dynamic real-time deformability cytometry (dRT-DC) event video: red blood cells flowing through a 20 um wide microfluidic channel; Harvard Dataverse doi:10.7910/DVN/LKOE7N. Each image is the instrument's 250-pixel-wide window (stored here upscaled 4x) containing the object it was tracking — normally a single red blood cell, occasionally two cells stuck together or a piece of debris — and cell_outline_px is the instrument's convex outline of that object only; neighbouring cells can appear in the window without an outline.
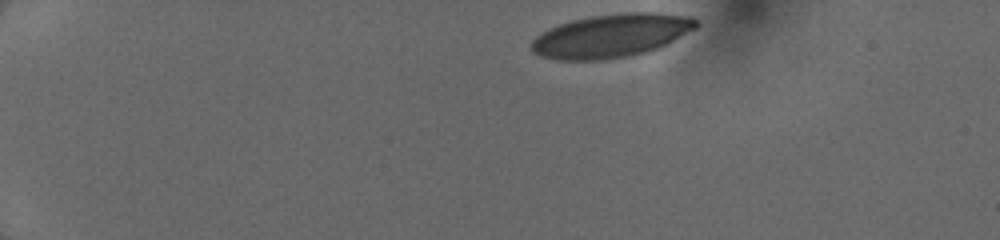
{"species": "human", "species_latin": "Homo sapiens", "temperature_condition": "cold", "stored_images_in_passage": 10, "camera_frame_rate_fps": 3000, "um_per_image_px": 0.085, "donor": {"sex": "female"}, "frame": {"image": 1, "passage_image": 1, "time_ms": 0.0, "image_size_px": [1000, 240], "cell_outline_px": [[696, 28], [648, 52], [628, 56], [600, 60], [556, 60], [540, 56], [532, 52], [532, 40], [540, 32], [548, 28], [572, 20], [588, 16], [620, 12], [652, 12], [692, 16], [696, 20]], "centroid_in_image_um": [51.91, 3.02], "position_along_channel_um": 33.1, "area_um2": 41.67}}
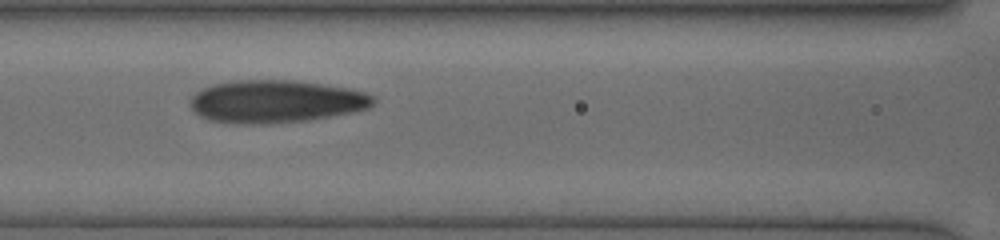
{"frame": {"image": 2, "passage_image": 8, "time_ms": 5.0, "image_size_px": [1000, 240], "cell_outline_px": [[376, 100], [368, 108], [352, 112], [308, 120], [268, 124], [244, 124], [208, 120], [200, 116], [188, 104], [188, 100], [200, 88], [212, 84], [236, 80], [292, 80], [324, 84], [348, 88], [364, 92], [376, 96]], "centroid_in_image_um": [23.42, 8.62], "position_along_channel_um": 143.2, "area_um2": 45.84}}
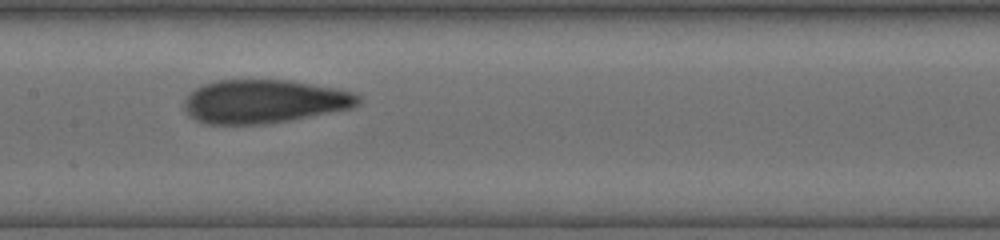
{"frame": {"image": 3, "passage_image": 9, "time_ms": 6.0, "image_size_px": [1000, 240], "cell_outline_px": [[360, 104], [352, 108], [288, 120], [264, 124], [204, 124], [196, 120], [188, 112], [184, 104], [184, 100], [196, 88], [204, 84], [216, 80], [288, 80], [336, 88], [356, 92], [360, 96]], "centroid_in_image_um": [22.48, 8.62], "position_along_channel_um": 184.9, "area_um2": 43.93}}